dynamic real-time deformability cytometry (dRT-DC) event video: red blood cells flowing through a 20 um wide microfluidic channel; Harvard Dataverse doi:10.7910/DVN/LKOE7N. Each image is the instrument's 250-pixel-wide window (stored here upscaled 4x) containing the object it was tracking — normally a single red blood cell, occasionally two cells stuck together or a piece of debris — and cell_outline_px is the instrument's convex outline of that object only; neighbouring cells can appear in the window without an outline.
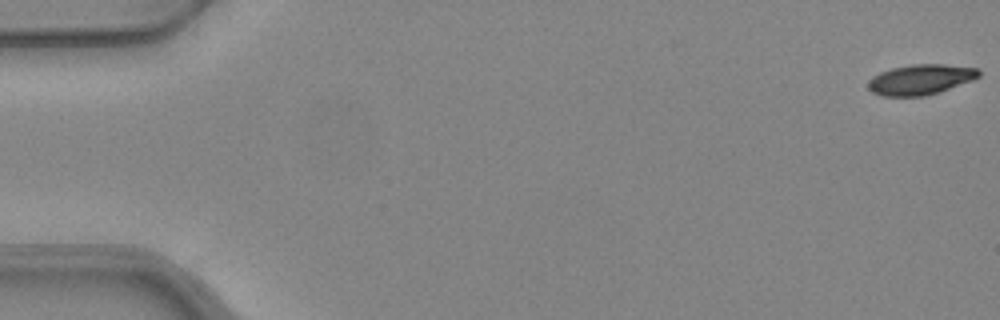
{"species": "common noctule bat (a hibernating species)", "species_latin": "Nyctalus noctula", "temperature_condition": "warm", "stored_images_in_passage": 53, "camera_frame_rate_fps": 3000, "um_per_image_px": 0.085, "animal": {"sex": "female", "body_mass_g": 24.6, "forearm_length_mm": 56.2}, "frame": {"image": 1, "passage_image": 1, "time_ms": 0.0, "image_size_px": [1000, 320], "cell_outline_px": [[980, 76], [972, 80], [924, 96], [884, 96], [872, 92], [868, 88], [868, 80], [872, 76], [880, 72], [892, 68], [912, 64], [944, 64], [976, 68], [980, 72]], "centroid_in_image_um": [78.2, 6.75], "position_along_channel_um": 6.8, "area_um2": 19.31}}
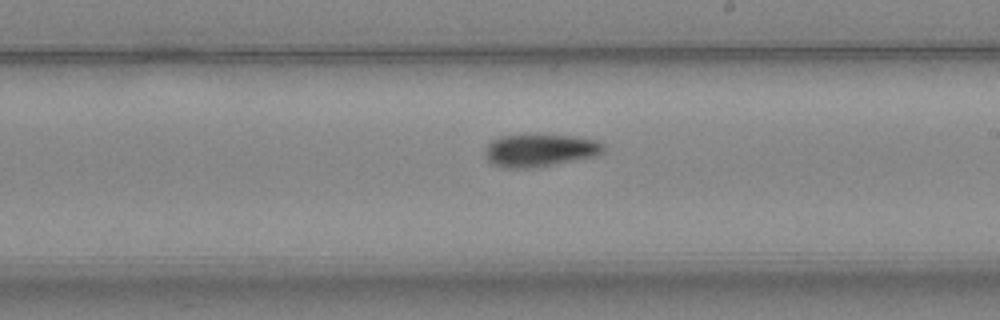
{"frame": {"image": 2, "passage_image": 31, "time_ms": 10.0, "image_size_px": [1000, 320], "cell_outline_px": [[604, 152], [596, 156], [536, 168], [500, 168], [492, 164], [484, 156], [484, 148], [492, 140], [500, 136], [572, 136], [596, 140], [604, 144]], "centroid_in_image_um": [45.86, 12.81], "position_along_channel_um": 243.1, "area_um2": 22.48}}
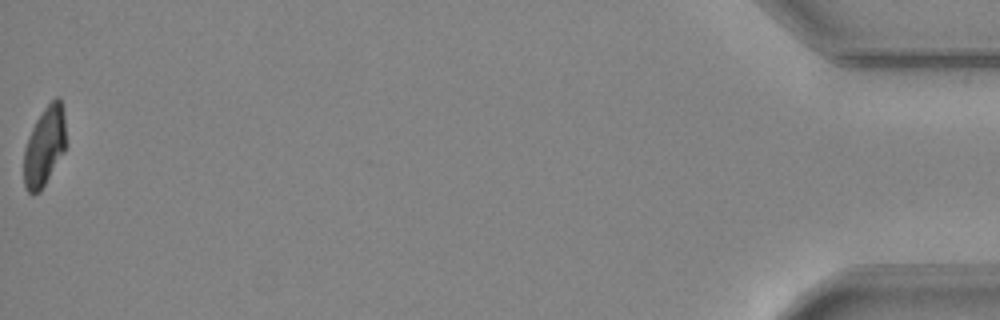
{"frame": {"image": 3, "passage_image": 53, "time_ms": 17.333, "image_size_px": [1000, 320], "cell_outline_px": [[64, 152], [40, 192], [32, 196], [28, 192], [24, 184], [24, 148], [28, 136], [36, 120], [44, 108], [56, 96], [60, 96], [64, 116]], "centroid_in_image_um": [3.75, 12.46], "position_along_channel_um": 431.4, "area_um2": 19.31}, "authors_computed_cell_mechanics": {"area_um2": 21.2126, "velocity_mm_per_s": 3.9544, "shape_relaxation_time_tau1_ms": 5.6533, "shape_relaxation_time_tau2_ms": null, "deformation_change_tau1": 0.1577, "deformation_change_tau2": null}}